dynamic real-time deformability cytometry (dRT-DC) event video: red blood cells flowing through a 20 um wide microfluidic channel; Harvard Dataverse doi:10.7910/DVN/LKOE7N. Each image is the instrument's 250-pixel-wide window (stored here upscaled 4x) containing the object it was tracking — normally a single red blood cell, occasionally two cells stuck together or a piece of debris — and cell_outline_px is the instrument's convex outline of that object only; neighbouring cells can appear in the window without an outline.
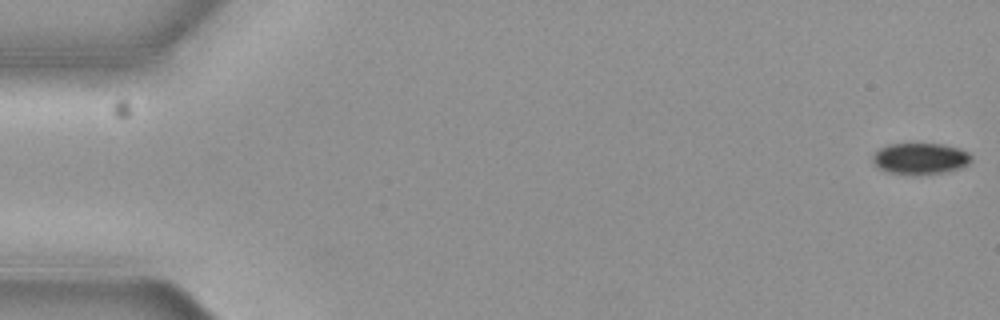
{"species": "common noctule bat (a hibernating species)", "species_latin": "Nyctalus noctula", "temperature_condition": "cold", "stored_images_in_passage": 3, "camera_frame_rate_fps": 3000, "um_per_image_px": 0.085, "animal": {"sex": "female", "body_mass_g": 19.3, "forearm_length_mm": 54.1}, "frame": {"image": 1, "passage_image": 1, "time_ms": 0.0, "image_size_px": [1000, 320], "cell_outline_px": [[972, 160], [968, 164], [960, 168], [944, 172], [888, 172], [880, 168], [872, 160], [872, 156], [880, 148], [888, 144], [944, 144], [960, 148], [968, 152], [972, 156]], "centroid_in_image_um": [78.27, 13.43], "position_along_channel_um": 6.7, "area_um2": 17.34}}